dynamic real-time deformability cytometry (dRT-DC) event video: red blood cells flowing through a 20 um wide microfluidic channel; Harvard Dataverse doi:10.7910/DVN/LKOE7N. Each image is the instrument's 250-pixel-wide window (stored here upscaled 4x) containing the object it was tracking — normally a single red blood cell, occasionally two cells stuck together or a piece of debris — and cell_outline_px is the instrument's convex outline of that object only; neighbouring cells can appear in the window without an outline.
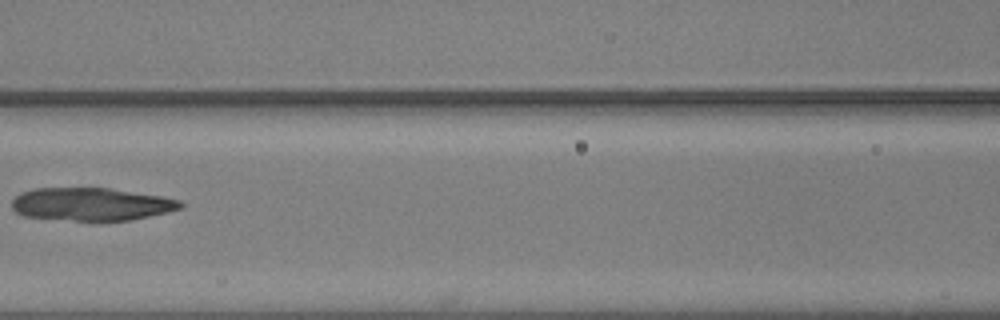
{"species": "common noctule bat (a hibernating species)", "species_latin": "Nyctalus noctula", "temperature_condition": "warm", "stored_images_in_passage": 10, "camera_frame_rate_fps": 3000, "um_per_image_px": 0.085, "animal": {"sex": "male", "body_mass_g": 20.5, "forearm_length_mm": 52.5}, "frame": {"image": 1, "passage_image": 8, "time_ms": 2.333, "image_size_px": [1000, 320], "cell_outline_px": [[184, 204], [180, 208], [168, 212], [132, 220], [100, 224], [92, 224], [24, 216], [16, 212], [12, 208], [12, 200], [20, 192], [36, 188], [108, 188], [160, 196], [180, 200]], "centroid_in_image_um": [7.74, 17.41], "position_along_channel_um": 158.9, "area_um2": 33.47}}